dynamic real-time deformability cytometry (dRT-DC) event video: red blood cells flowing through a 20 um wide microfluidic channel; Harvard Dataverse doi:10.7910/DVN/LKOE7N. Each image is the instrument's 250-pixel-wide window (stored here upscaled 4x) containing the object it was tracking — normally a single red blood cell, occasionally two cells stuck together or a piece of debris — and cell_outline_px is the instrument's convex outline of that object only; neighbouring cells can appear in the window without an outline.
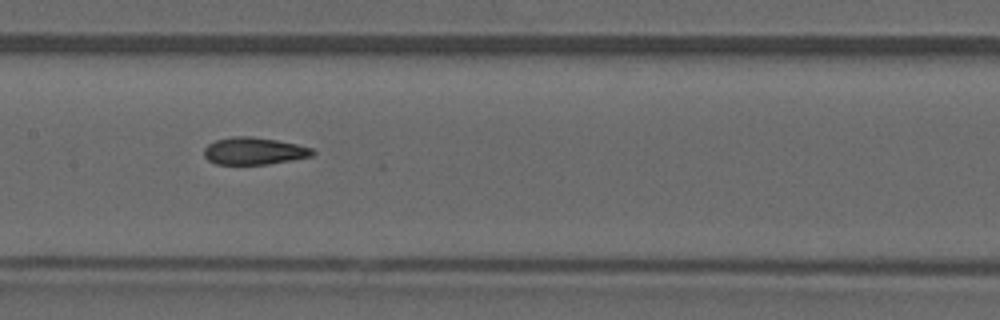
{"species": "common noctule bat (a hibernating species)", "species_latin": "Nyctalus noctula", "temperature_condition": "warm", "stored_images_in_passage": 28, "camera_frame_rate_fps": 3000, "um_per_image_px": 0.085, "animal": {"sex": "male", "forearm_length_mm": 52.5}, "frame": {"image": 1, "passage_image": 9, "time_ms": 2.667, "image_size_px": [1000, 320], "cell_outline_px": [[316, 152], [312, 156], [292, 160], [268, 164], [216, 164], [208, 160], [204, 156], [204, 148], [208, 144], [216, 140], [232, 136], [252, 136], [276, 140], [296, 144], [312, 148]], "centroid_in_image_um": [21.58, 12.83], "position_along_channel_um": 185.8, "area_um2": 17.22}}